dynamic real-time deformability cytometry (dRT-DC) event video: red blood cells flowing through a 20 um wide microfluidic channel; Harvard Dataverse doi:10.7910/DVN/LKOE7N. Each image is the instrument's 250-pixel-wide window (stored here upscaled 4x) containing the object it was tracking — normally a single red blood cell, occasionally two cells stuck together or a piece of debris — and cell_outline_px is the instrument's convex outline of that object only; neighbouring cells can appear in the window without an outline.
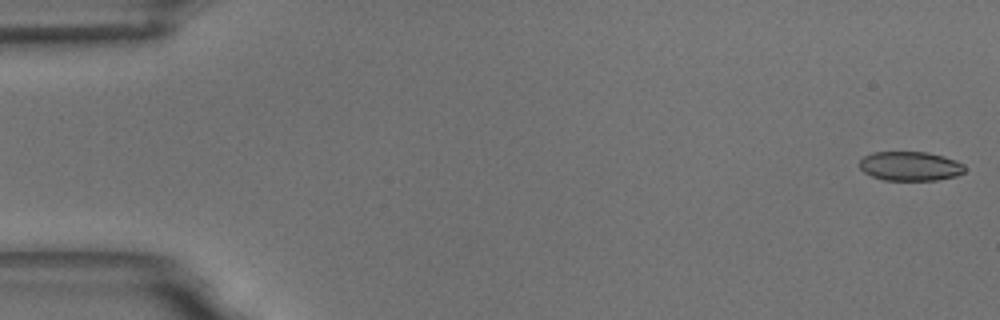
{"species": "common noctule bat (a hibernating species)", "species_latin": "Nyctalus noctula", "temperature_condition": "room temperature", "stored_images_in_passage": 56, "camera_frame_rate_fps": 3000, "um_per_image_px": 0.085, "animal": {"sex": "male", "body_mass_g": 18.8}, "frame": {"image": 1, "passage_image": 1, "time_ms": 0.0, "image_size_px": [1000, 320], "cell_outline_px": [[964, 172], [956, 176], [936, 180], [884, 180], [872, 176], [864, 172], [860, 168], [860, 160], [864, 156], [872, 152], [928, 152], [944, 156], [956, 160], [964, 164]], "centroid_in_image_um": [77.37, 14.12], "position_along_channel_um": 7.6, "area_um2": 17.98}}
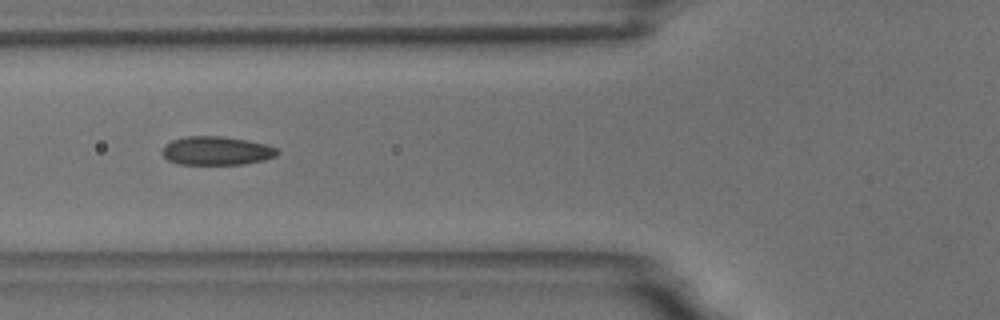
{"frame": {"image": 2, "passage_image": 21, "time_ms": 6.667, "image_size_px": [1000, 320], "cell_outline_px": [[280, 152], [276, 156], [264, 160], [244, 164], [180, 164], [168, 160], [160, 152], [164, 144], [172, 140], [184, 136], [220, 136], [248, 140], [264, 144], [276, 148]], "centroid_in_image_um": [18.38, 12.81], "position_along_channel_um": 107.4, "area_um2": 19.31}}
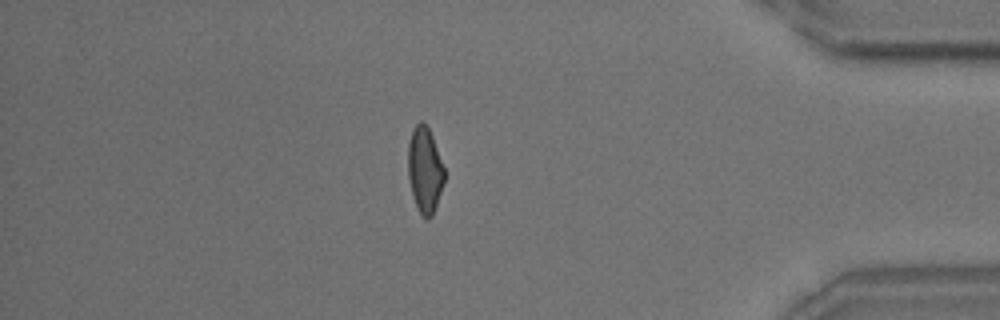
{"frame": {"image": 3, "passage_image": 48, "time_ms": 15.667, "image_size_px": [1000, 320], "cell_outline_px": [[444, 180], [432, 216], [428, 220], [416, 208], [412, 196], [408, 176], [408, 144], [412, 128], [420, 120], [428, 128], [432, 136], [444, 168]], "centroid_in_image_um": [36.08, 14.44], "position_along_channel_um": 399.1, "area_um2": 17.98}, "authors_computed_cell_mechanics": {"area_um2": 18.8139, "velocity_mm_per_s": 3.629, "shape_relaxation_time_tau1_ms": 10.7813, "shape_relaxation_time_tau2_ms": 1.3452, "deformation_change_tau1": 0.2082, "deformation_change_tau2": 0.0612}}